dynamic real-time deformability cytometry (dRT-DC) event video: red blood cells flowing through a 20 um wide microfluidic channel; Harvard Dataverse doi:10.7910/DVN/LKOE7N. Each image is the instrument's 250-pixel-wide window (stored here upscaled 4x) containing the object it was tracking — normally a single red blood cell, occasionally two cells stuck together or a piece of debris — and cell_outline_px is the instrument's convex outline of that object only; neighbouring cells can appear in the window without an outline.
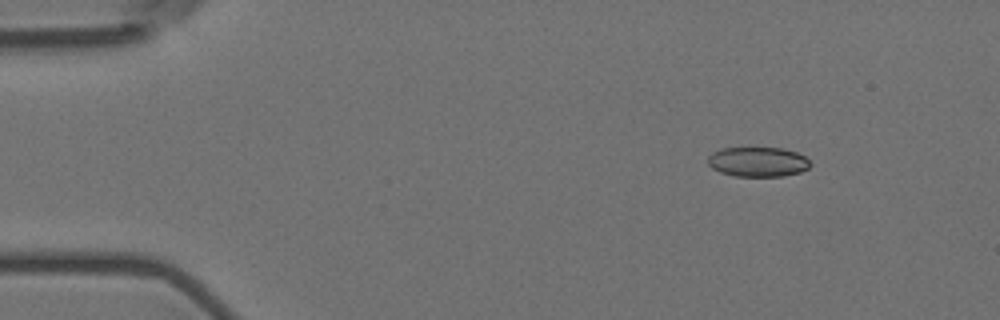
{"species": "Egyptian fruit bat (a non-hibernating species)", "species_latin": "Rousettus aegyptiacus", "temperature_condition": "room temperature", "stored_images_in_passage": 4, "camera_frame_rate_fps": 3000, "um_per_image_px": 0.085, "animal": {"sex": "female"}, "frame": {"image": 1, "passage_image": 2, "time_ms": 0.333, "image_size_px": [1000, 320], "cell_outline_px": [[812, 164], [808, 168], [800, 172], [784, 176], [736, 176], [720, 172], [712, 168], [708, 164], [708, 156], [712, 152], [720, 148], [780, 148], [796, 152], [804, 156]], "centroid_in_image_um": [64.4, 13.76], "position_along_channel_um": 20.6, "area_um2": 17.74}}
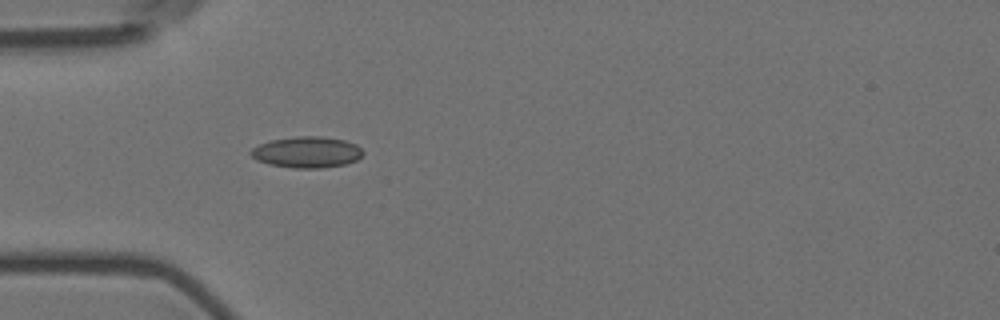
{"frame": {"image": 2, "passage_image": 4, "time_ms": 1.0, "image_size_px": [1000, 320], "cell_outline_px": [[364, 152], [356, 160], [344, 164], [320, 168], [292, 168], [268, 164], [256, 160], [248, 152], [252, 148], [260, 144], [272, 140], [296, 136], [320, 136], [344, 140], [356, 144]], "centroid_in_image_um": [26.05, 12.93], "position_along_channel_um": 58.9, "area_um2": 20.29}}